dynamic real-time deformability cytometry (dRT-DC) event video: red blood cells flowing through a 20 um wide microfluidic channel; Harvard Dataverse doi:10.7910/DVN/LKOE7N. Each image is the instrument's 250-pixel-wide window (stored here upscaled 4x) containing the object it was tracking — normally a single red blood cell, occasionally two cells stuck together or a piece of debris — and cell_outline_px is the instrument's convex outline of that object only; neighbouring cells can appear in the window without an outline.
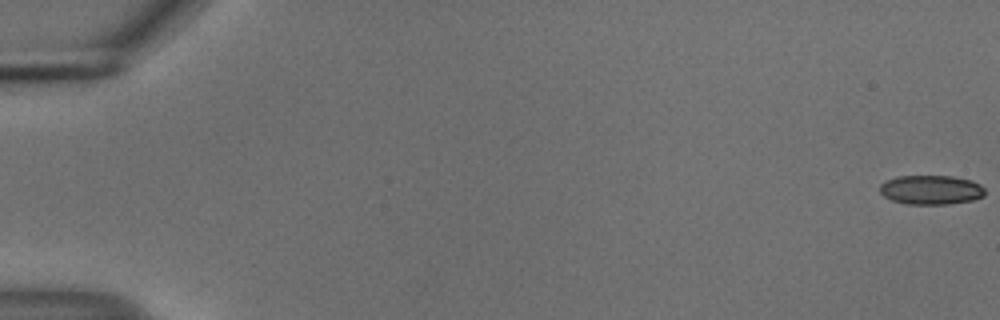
{"species": "common noctule bat (a hibernating species)", "species_latin": "Nyctalus noctula", "temperature_condition": "cold", "stored_images_in_passage": 56, "camera_frame_rate_fps": 3000, "um_per_image_px": 0.085, "animal": {"sex": "male", "body_mass_g": 18.8}, "frame": {"image": 1, "passage_image": 1, "time_ms": 0.0, "image_size_px": [1000, 320], "cell_outline_px": [[984, 196], [972, 200], [948, 204], [908, 204], [892, 200], [884, 196], [880, 192], [880, 184], [896, 176], [952, 176], [972, 180], [980, 184], [984, 188]], "centroid_in_image_um": [79.15, 16.13], "position_along_channel_um": 5.9, "area_um2": 17.92}}
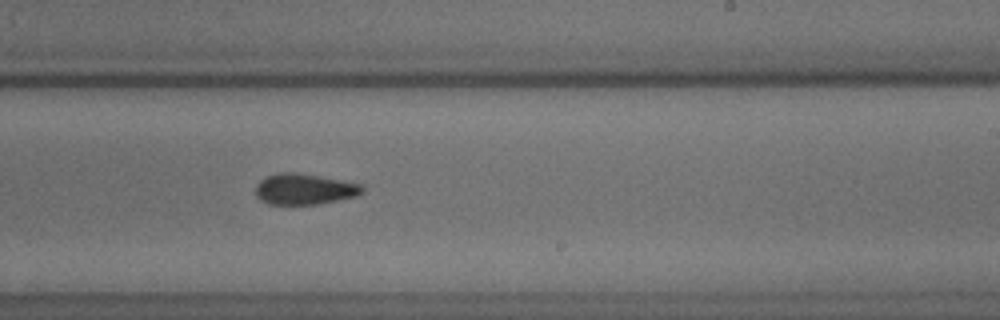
{"frame": {"image": 2, "passage_image": 35, "time_ms": 11.333, "image_size_px": [1000, 320], "cell_outline_px": [[364, 192], [360, 196], [316, 204], [268, 204], [260, 200], [256, 196], [256, 184], [264, 176], [280, 172], [296, 172], [364, 184]], "centroid_in_image_um": [25.89, 16.07], "position_along_channel_um": 263.1, "area_um2": 19.48}}
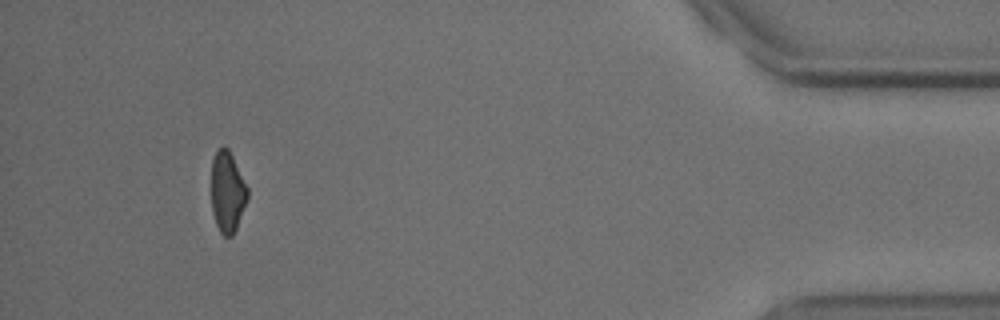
{"frame": {"image": 3, "passage_image": 52, "time_ms": 17.0, "image_size_px": [1000, 320], "cell_outline_px": [[248, 196], [236, 228], [232, 236], [224, 236], [220, 232], [216, 224], [212, 212], [212, 160], [216, 152], [224, 144], [228, 148], [248, 188]], "centroid_in_image_um": [19.32, 16.31], "position_along_channel_um": 415.9, "area_um2": 16.82}, "authors_computed_cell_mechanics": {"area_um2": 19.0451, "velocity_mm_per_s": 3.7345, "shape_relaxation_time_tau1_ms": null, "shape_relaxation_time_tau2_ms": 2.9303, "deformation_change_tau1": null, "deformation_change_tau2": 0.0739}}